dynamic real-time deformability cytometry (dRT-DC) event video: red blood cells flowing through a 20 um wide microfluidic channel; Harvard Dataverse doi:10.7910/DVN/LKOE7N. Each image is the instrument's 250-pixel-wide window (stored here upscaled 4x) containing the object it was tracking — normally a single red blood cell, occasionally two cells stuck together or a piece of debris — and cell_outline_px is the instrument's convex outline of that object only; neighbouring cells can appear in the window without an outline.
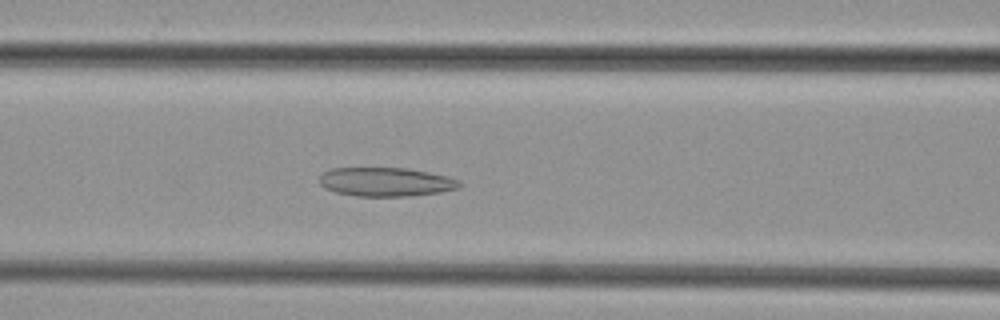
{"species": "common noctule bat (a hibernating species)", "species_latin": "Nyctalus noctula", "temperature_condition": "cold", "stored_images_in_passage": 35, "camera_frame_rate_fps": 3000, "um_per_image_px": 0.085, "animal": {"sex": "female", "body_mass_g": 29.2, "forearm_length_mm": 56.3}, "frame": {"image": 1, "passage_image": 12, "time_ms": 3.667, "image_size_px": [1000, 320], "cell_outline_px": [[464, 184], [460, 188], [440, 192], [412, 196], [356, 196], [336, 192], [324, 188], [320, 184], [320, 176], [324, 172], [332, 168], [408, 168], [448, 176], [460, 180]], "centroid_in_image_um": [32.85, 15.46], "position_along_channel_um": 133.8, "area_um2": 23.76}}
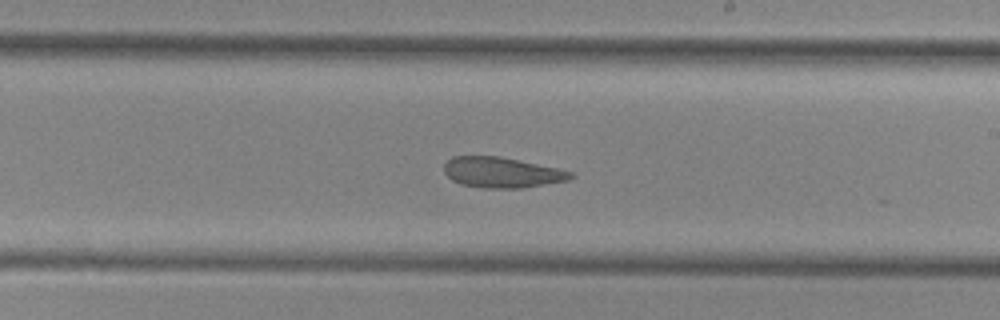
{"frame": {"image": 2, "passage_image": 20, "time_ms": 6.333, "image_size_px": [1000, 320], "cell_outline_px": [[576, 176], [568, 180], [524, 188], [484, 188], [460, 184], [452, 180], [444, 172], [444, 164], [452, 156], [500, 156], [556, 168], [572, 172]], "centroid_in_image_um": [42.64, 14.66], "position_along_channel_um": 246.4, "area_um2": 22.48}}
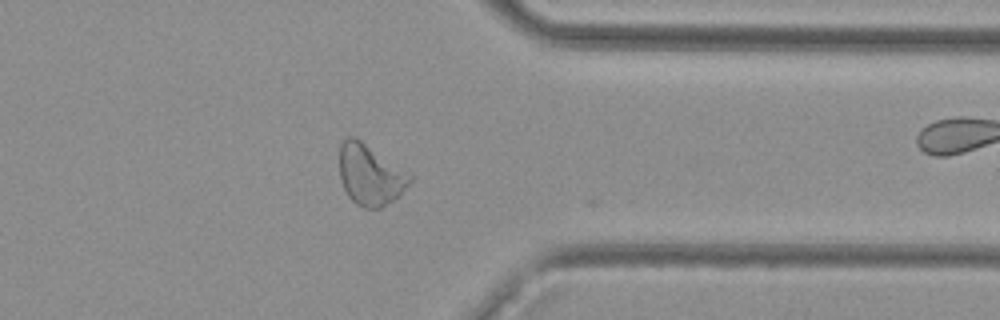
{"frame": {"image": 3, "passage_image": 30, "time_ms": 9.667, "image_size_px": [1000, 320], "cell_outline_px": [[412, 180], [392, 200], [380, 208], [364, 208], [356, 204], [348, 196], [340, 180], [340, 144], [348, 136], [352, 136], [360, 140], [408, 172], [412, 176]], "centroid_in_image_um": [31.43, 14.86], "position_along_channel_um": 380.0, "area_um2": 24.39}}